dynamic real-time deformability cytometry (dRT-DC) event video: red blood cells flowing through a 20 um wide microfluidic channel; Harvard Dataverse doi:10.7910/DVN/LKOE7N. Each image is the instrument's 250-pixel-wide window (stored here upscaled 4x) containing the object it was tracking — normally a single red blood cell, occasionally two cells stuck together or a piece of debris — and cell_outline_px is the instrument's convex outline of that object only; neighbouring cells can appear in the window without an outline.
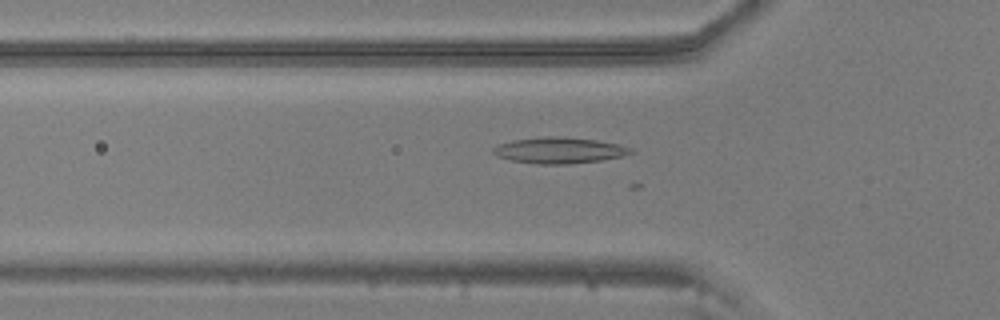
{"species": "common noctule bat (a hibernating species)", "species_latin": "Nyctalus noctula", "temperature_condition": "warm", "stored_images_in_passage": 33, "camera_frame_rate_fps": 3000, "um_per_image_px": 0.085, "animal": {"sex": "male", "body_mass_g": 20.5, "forearm_length_mm": 52.5}, "frame": {"image": 1, "passage_image": 7, "time_ms": 2.0, "image_size_px": [1000, 320], "cell_outline_px": [[636, 152], [624, 156], [600, 160], [568, 164], [540, 164], [512, 160], [496, 156], [492, 152], [492, 148], [496, 144], [512, 140], [548, 136], [556, 136], [596, 140], [620, 144]], "centroid_in_image_um": [47.51, 12.77], "position_along_channel_um": 78.3, "area_um2": 20.87}}